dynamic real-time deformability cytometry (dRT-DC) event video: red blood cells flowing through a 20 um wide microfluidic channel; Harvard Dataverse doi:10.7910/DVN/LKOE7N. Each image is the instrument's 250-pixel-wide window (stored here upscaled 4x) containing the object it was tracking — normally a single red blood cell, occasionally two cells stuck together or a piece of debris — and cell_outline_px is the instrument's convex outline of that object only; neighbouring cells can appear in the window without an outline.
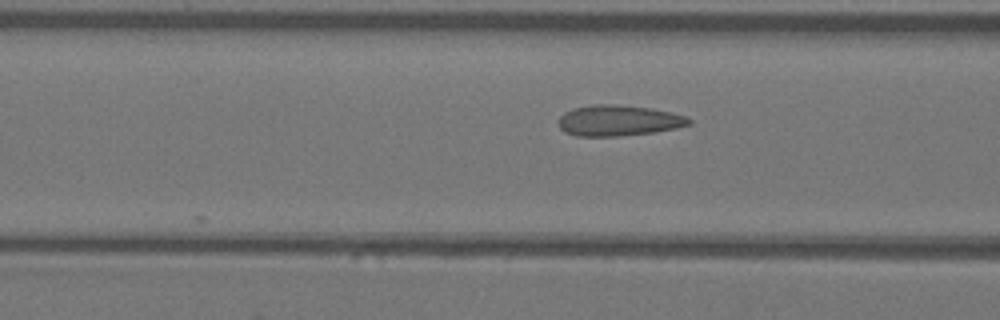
{"species": "Egyptian fruit bat (a non-hibernating species)", "species_latin": "Rousettus aegyptiacus", "temperature_condition": "warm", "stored_images_in_passage": 13, "camera_frame_rate_fps": 3000, "um_per_image_px": 0.085, "animal": {"sex": "female"}, "frame": {"image": 1, "passage_image": 10, "time_ms": 3.0, "image_size_px": [1000, 320], "cell_outline_px": [[692, 124], [676, 128], [652, 132], [620, 136], [576, 136], [564, 132], [560, 128], [560, 116], [564, 112], [572, 108], [596, 104], [616, 104], [652, 108], [672, 112], [684, 116], [692, 120]], "centroid_in_image_um": [52.58, 10.24], "position_along_channel_um": 114.0, "area_um2": 23.47}}